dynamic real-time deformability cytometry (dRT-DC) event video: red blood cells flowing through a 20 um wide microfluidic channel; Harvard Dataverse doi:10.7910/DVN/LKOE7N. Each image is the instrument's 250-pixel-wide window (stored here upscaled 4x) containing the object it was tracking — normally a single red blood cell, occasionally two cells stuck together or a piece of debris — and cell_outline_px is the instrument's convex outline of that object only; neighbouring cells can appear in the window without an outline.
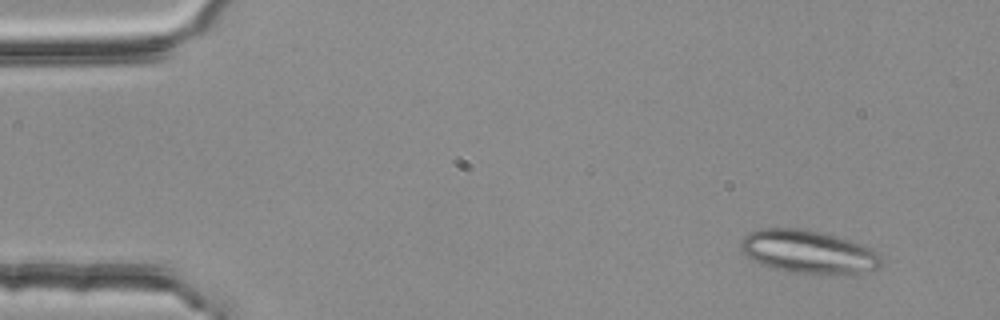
{"species": "common noctule bat (a hibernating species)", "species_latin": "Nyctalus noctula", "temperature_condition": "room temperature", "stored_images_in_passage": 3, "camera_frame_rate_fps": 3000, "um_per_image_px": 0.085, "animal": {"sex": "female", "body_mass_g": 25.1}, "frame": {"image": 1, "passage_image": 1, "time_ms": 0.0, "image_size_px": [1000, 320], "cell_outline_px": [[884, 264], [876, 268], [848, 276], [820, 276], [784, 272], [760, 264], [740, 252], [740, 240], [748, 232], [760, 228], [796, 228], [816, 232], [848, 240], [872, 248], [884, 260]], "centroid_in_image_um": [68.7, 21.46], "position_along_channel_um": 16.3, "area_um2": 36.24}}